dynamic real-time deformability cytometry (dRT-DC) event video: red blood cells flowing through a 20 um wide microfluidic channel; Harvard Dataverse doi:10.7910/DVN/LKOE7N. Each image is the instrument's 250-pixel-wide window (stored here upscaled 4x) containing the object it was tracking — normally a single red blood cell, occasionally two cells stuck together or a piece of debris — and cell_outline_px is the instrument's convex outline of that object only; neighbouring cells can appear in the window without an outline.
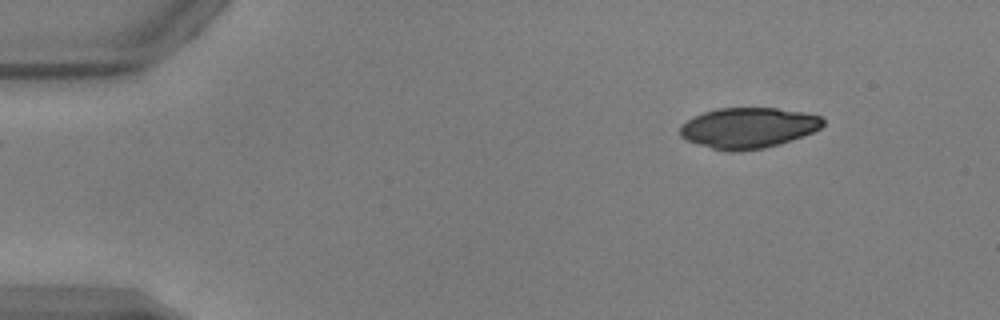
{"species": "common noctule bat (a hibernating species)", "species_latin": "Nyctalus noctula", "temperature_condition": "warm", "stored_images_in_passage": 46, "camera_frame_rate_fps": 3000, "um_per_image_px": 0.085, "animal": {"sex": "male", "body_mass_g": 17.9, "forearm_length_mm": 54.2}, "frame": {"image": 1, "passage_image": 1, "time_ms": 0.0, "image_size_px": [1000, 320], "cell_outline_px": [[824, 124], [820, 128], [812, 132], [792, 140], [780, 144], [764, 148], [740, 152], [728, 152], [712, 148], [688, 140], [680, 136], [680, 124], [692, 116], [716, 108], [776, 108], [804, 112], [820, 116], [824, 120]], "centroid_in_image_um": [63.59, 10.87], "position_along_channel_um": 21.4, "area_um2": 33.99}}
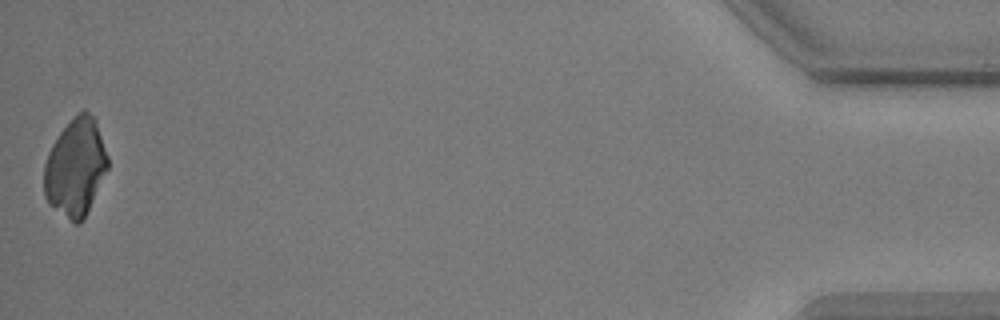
{"frame": {"image": 2, "passage_image": 46, "time_ms": 15.0, "image_size_px": [1000, 320], "cell_outline_px": [[108, 168], [84, 220], [80, 224], [76, 224], [52, 204], [44, 196], [44, 164], [48, 152], [52, 144], [60, 132], [84, 108], [96, 116], [108, 156]], "centroid_in_image_um": [6.45, 14.18], "position_along_channel_um": 428.7, "area_um2": 36.07}}